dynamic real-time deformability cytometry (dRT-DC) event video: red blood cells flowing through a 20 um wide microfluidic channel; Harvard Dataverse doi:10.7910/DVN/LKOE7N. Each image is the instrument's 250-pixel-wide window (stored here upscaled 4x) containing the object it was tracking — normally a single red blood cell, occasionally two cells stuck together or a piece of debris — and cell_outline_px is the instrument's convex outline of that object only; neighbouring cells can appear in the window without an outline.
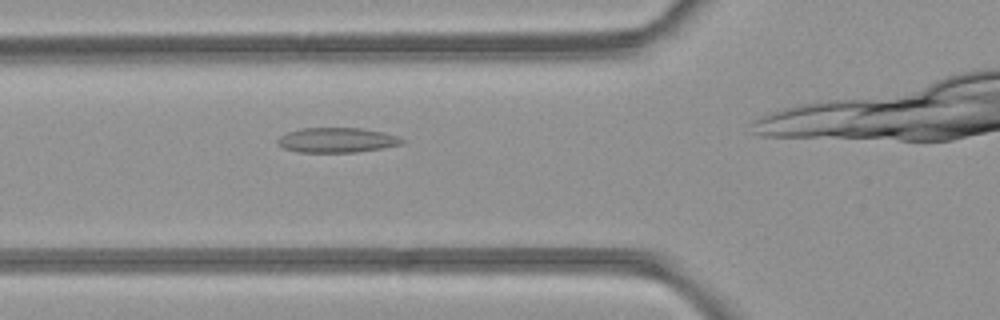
{"species": "common noctule bat (a hibernating species)", "species_latin": "Nyctalus noctula", "temperature_condition": "room temperature", "stored_images_in_passage": 29, "camera_frame_rate_fps": 3000, "um_per_image_px": 0.085, "animal": {"sex": "female", "body_mass_g": 21.9}, "frame": {"image": 1, "passage_image": 3, "time_ms": 0.667, "image_size_px": [1000, 320], "cell_outline_px": [[404, 140], [400, 144], [380, 148], [356, 152], [300, 152], [284, 148], [276, 144], [276, 140], [280, 136], [288, 132], [300, 128], [360, 128], [384, 132], [396, 136]], "centroid_in_image_um": [28.57, 11.9], "position_along_channel_um": 97.2, "area_um2": 17.86}}
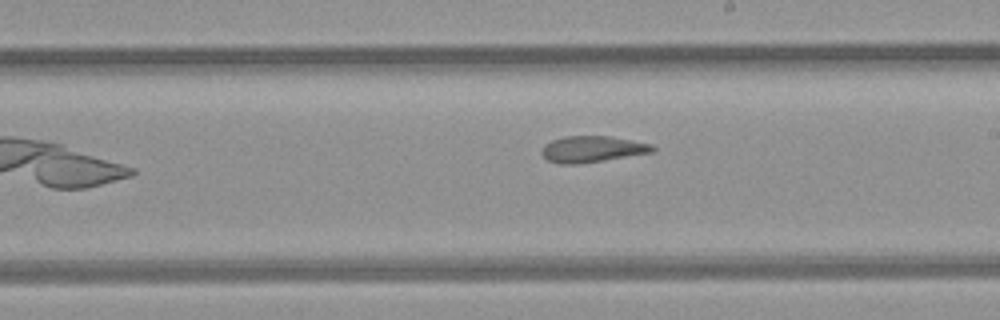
{"frame": {"image": 2, "passage_image": 13, "time_ms": 4.0, "image_size_px": [1000, 320], "cell_outline_px": [[656, 148], [652, 152], [580, 164], [560, 164], [548, 160], [540, 152], [544, 144], [552, 140], [564, 136], [612, 136], [652, 144]], "centroid_in_image_um": [50.32, 12.67], "position_along_channel_um": 238.7, "area_um2": 16.99}}
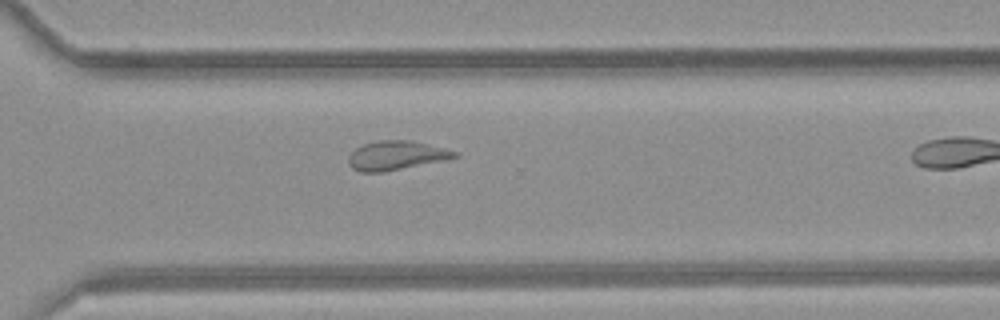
{"frame": {"image": 3, "passage_image": 20, "time_ms": 6.333, "image_size_px": [1000, 320], "cell_outline_px": [[460, 156], [444, 160], [384, 172], [360, 172], [352, 168], [348, 164], [348, 156], [356, 148], [364, 144], [380, 140], [412, 140], [460, 152]], "centroid_in_image_um": [33.69, 13.21], "position_along_channel_um": 336.9, "area_um2": 18.03}, "authors_computed_cell_mechanics": {"area_um2": 17.5134, "velocity_mm_per_s": 4.2331, "shape_relaxation_time_tau1_ms": null, "shape_relaxation_time_tau2_ms": 3.6255, "deformation_change_tau1": null, "deformation_change_tau2": 0.1042}}